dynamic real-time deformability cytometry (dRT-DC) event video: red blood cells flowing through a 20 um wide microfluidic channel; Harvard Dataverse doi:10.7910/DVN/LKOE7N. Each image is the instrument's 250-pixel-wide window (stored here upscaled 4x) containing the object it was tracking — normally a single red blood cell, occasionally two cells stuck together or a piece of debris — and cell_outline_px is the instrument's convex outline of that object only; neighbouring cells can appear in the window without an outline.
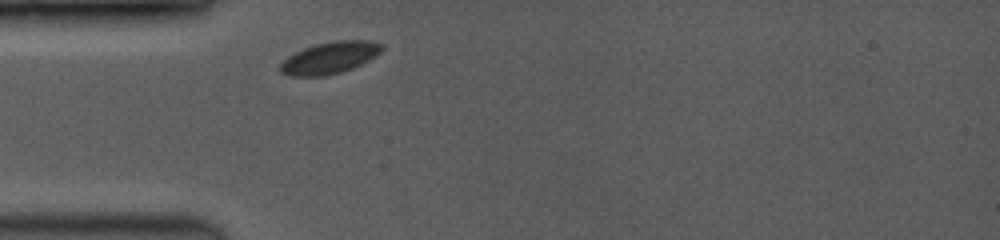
{"species": "common noctule bat (a hibernating species)", "species_latin": "Nyctalus noctula", "temperature_condition": "room temperature", "stored_images_in_passage": 25, "camera_frame_rate_fps": 3500, "um_per_image_px": 0.085, "animal": {"sex": "female", "body_mass_g": 19.0, "forearm_length_mm": 53.3}, "frame": {"image": 1, "passage_image": 1, "time_ms": 0.0, "image_size_px": [1000, 240], "cell_outline_px": [[384, 48], [376, 56], [352, 68], [340, 72], [324, 76], [288, 76], [280, 72], [280, 64], [288, 56], [304, 48], [316, 44], [332, 40], [372, 40], [384, 44]], "centroid_in_image_um": [28.05, 4.9], "position_along_channel_um": 57.0, "area_um2": 18.9}}
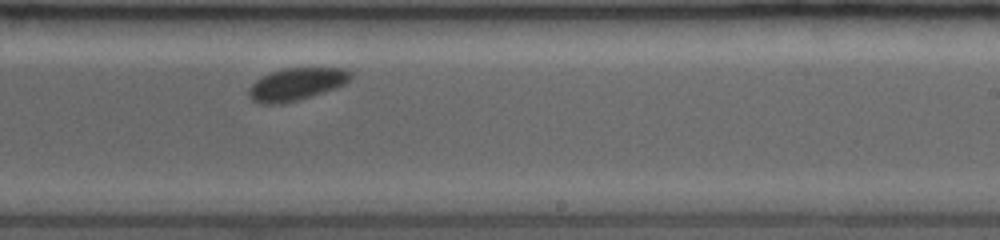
{"frame": {"image": 2, "passage_image": 15, "time_ms": 5.429, "image_size_px": [1000, 240], "cell_outline_px": [[352, 76], [344, 84], [336, 88], [296, 100], [280, 104], [260, 104], [252, 100], [248, 96], [248, 88], [256, 80], [280, 68], [344, 68], [352, 72]], "centroid_in_image_um": [25.17, 7.15], "position_along_channel_um": 263.8, "area_um2": 19.13}}
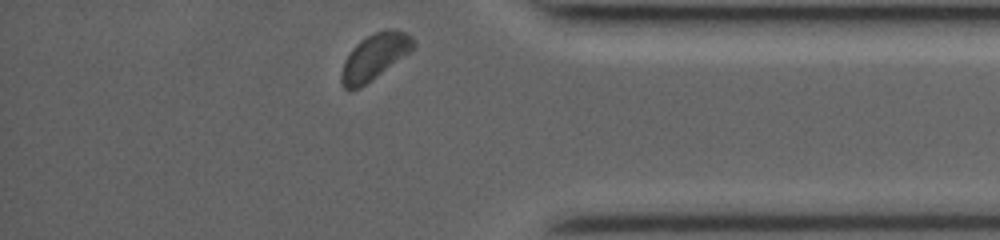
{"frame": {"image": 3, "passage_image": 25, "time_ms": 9.143, "image_size_px": [1000, 240], "cell_outline_px": [[416, 44], [412, 52], [360, 88], [352, 92], [348, 92], [344, 88], [340, 80], [340, 76], [344, 60], [352, 48], [360, 40], [376, 32], [388, 28], [404, 32], [412, 36]], "centroid_in_image_um": [31.84, 4.85], "position_along_channel_um": 403.4, "area_um2": 19.59}, "authors_computed_cell_mechanics": {"area_um2": 19.1896, "velocity_mm_per_s": 3.8994, "shape_relaxation_time_tau1_ms": 1.4209, "shape_relaxation_time_tau2_ms": null, "deformation_change_tau1": 0.0655, "deformation_change_tau2": null}}